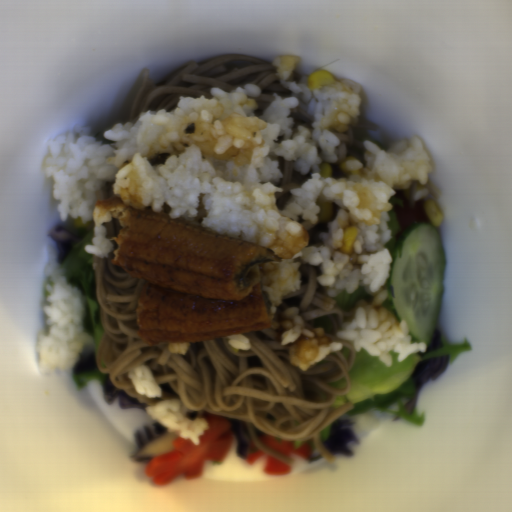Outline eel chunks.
<instances>
[{"label":"eel chunks","instance_id":"obj_1","mask_svg":"<svg viewBox=\"0 0 512 512\" xmlns=\"http://www.w3.org/2000/svg\"><path fill=\"white\" fill-rule=\"evenodd\" d=\"M95 205L120 224L112 264L143 281L136 321L149 346L271 327L260 267L281 260L273 250L164 211L132 208L118 194Z\"/></svg>","mask_w":512,"mask_h":512}]
</instances>
